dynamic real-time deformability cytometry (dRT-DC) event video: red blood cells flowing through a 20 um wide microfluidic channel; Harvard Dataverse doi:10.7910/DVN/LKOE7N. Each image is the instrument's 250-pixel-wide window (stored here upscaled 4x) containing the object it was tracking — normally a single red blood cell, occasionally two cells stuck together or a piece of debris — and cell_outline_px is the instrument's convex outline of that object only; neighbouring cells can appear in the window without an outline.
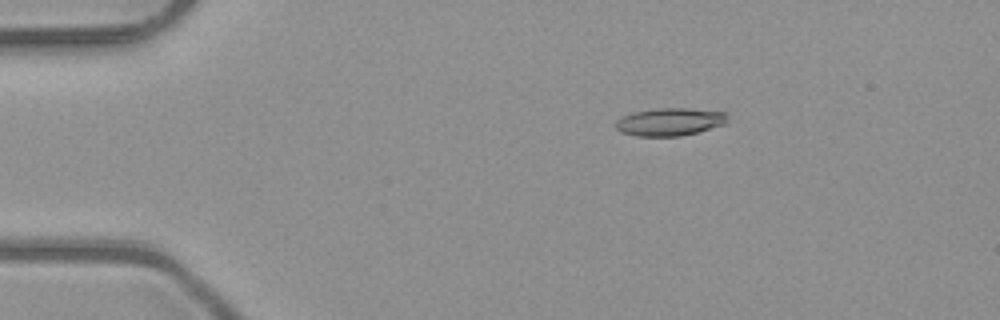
{"species": "common noctule bat (a hibernating species)", "species_latin": "Nyctalus noctula", "temperature_condition": "room temperature", "stored_images_in_passage": 7, "camera_frame_rate_fps": 3000, "um_per_image_px": 0.085, "animal": {"sex": "male", "body_mass_g": 23.1, "forearm_length_mm": 52.7}, "frame": {"image": 1, "passage_image": 3, "time_ms": 0.667, "image_size_px": [1000, 320], "cell_outline_px": [[728, 116], [724, 124], [696, 132], [680, 136], [636, 136], [620, 132], [616, 128], [616, 120], [632, 112], [660, 108], [688, 108], [728, 112]], "centroid_in_image_um": [56.93, 10.35], "position_along_channel_um": 28.1, "area_um2": 18.03}}
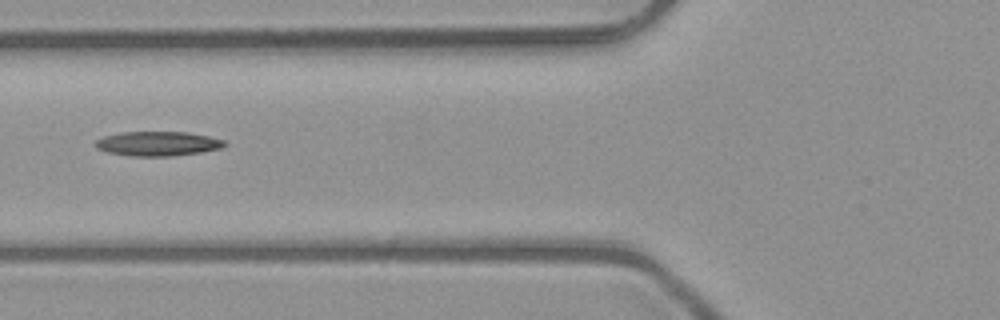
{"frame": {"image": 2, "passage_image": 6, "time_ms": 1.667, "image_size_px": [1000, 320], "cell_outline_px": [[228, 144], [220, 148], [200, 152], [172, 156], [132, 156], [108, 152], [96, 148], [92, 144], [96, 140], [104, 136], [120, 132], [188, 132], [208, 136], [224, 140]], "centroid_in_image_um": [13.38, 12.21], "position_along_channel_um": 112.4, "area_um2": 18.44}}
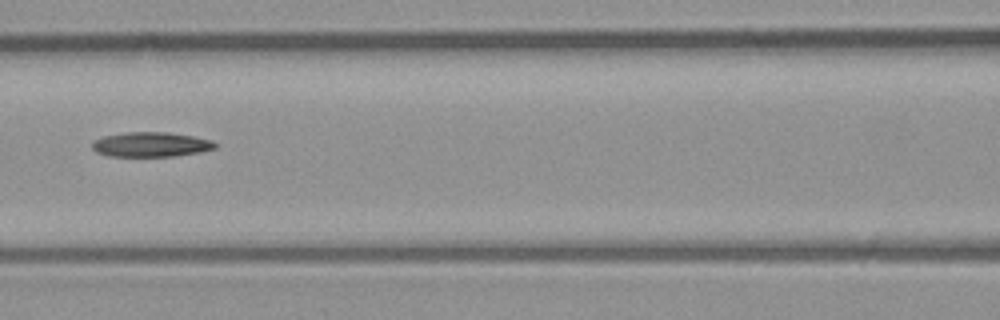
{"frame": {"image": 3, "passage_image": 7, "time_ms": 2.0, "image_size_px": [1000, 320], "cell_outline_px": [[216, 148], [200, 152], [176, 156], [108, 156], [96, 152], [92, 148], [92, 144], [96, 140], [104, 136], [128, 132], [168, 132], [192, 136], [212, 140], [216, 144]], "centroid_in_image_um": [12.84, 12.28], "position_along_channel_um": 153.8, "area_um2": 17.63}}